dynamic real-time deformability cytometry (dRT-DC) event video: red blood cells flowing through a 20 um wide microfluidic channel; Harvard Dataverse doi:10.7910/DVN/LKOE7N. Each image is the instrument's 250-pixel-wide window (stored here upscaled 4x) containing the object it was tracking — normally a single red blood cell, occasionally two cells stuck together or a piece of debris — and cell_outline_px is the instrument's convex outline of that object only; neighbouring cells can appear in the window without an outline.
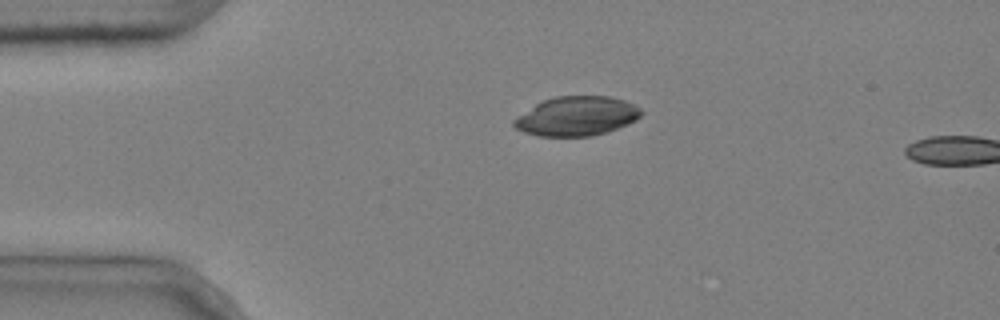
{"species": "common noctule bat (a hibernating species)", "species_latin": "Nyctalus noctula", "temperature_condition": "cold", "stored_images_in_passage": 3, "camera_frame_rate_fps": 3000, "um_per_image_px": 0.085, "animal": {"sex": "male", "body_mass_g": 20.4}, "frame": {"image": 1, "passage_image": 3, "time_ms": 0.667, "image_size_px": [1000, 320], "cell_outline_px": [[644, 112], [636, 120], [628, 124], [608, 132], [592, 136], [540, 136], [524, 132], [516, 128], [512, 124], [512, 120], [536, 104], [544, 100], [556, 96], [608, 96], [624, 100], [640, 108]], "centroid_in_image_um": [49.04, 9.88], "position_along_channel_um": 36.0, "area_um2": 29.07}}